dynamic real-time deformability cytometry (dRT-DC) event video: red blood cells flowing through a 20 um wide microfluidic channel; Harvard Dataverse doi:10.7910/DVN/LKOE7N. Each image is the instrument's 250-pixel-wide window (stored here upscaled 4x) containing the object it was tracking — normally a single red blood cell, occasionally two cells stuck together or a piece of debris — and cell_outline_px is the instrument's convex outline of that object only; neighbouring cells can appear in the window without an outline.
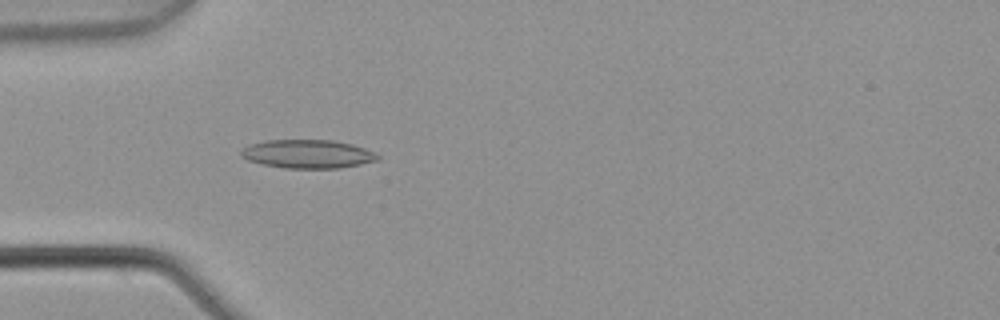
{"species": "common noctule bat (a hibernating species)", "species_latin": "Nyctalus noctula", "temperature_condition": "warm", "stored_images_in_passage": 2, "camera_frame_rate_fps": 3000, "um_per_image_px": 0.085, "animal": {"sex": "male", "body_mass_g": 21.5, "forearm_length_mm": 52.0}, "frame": {"image": 1, "passage_image": 2, "time_ms": 0.333, "image_size_px": [1000, 320], "cell_outline_px": [[380, 160], [340, 168], [284, 168], [264, 164], [248, 160], [240, 156], [240, 152], [244, 148], [252, 144], [264, 140], [332, 140], [352, 144], [376, 152], [380, 156]], "centroid_in_image_um": [26.19, 13.09], "position_along_channel_um": 58.8, "area_um2": 22.72}}